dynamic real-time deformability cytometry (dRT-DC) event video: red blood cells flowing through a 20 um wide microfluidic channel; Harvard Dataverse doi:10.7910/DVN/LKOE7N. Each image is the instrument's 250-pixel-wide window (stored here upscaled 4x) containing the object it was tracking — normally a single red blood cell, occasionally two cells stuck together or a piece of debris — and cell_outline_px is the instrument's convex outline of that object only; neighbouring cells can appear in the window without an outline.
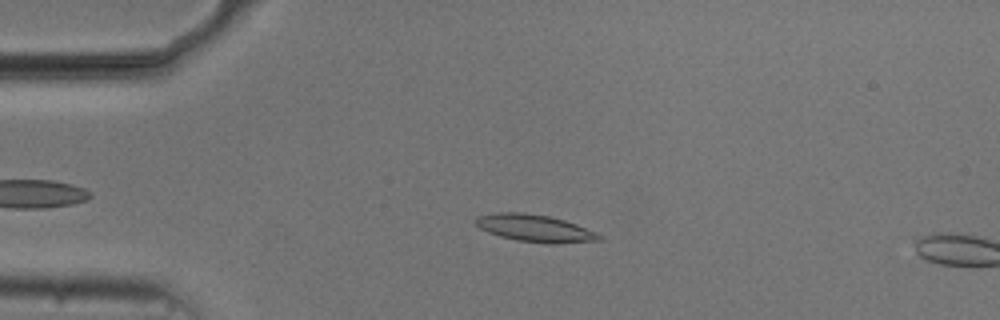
{"species": "common noctule bat (a hibernating species)", "species_latin": "Nyctalus noctula", "temperature_condition": "cold", "stored_images_in_passage": 7, "camera_frame_rate_fps": 3000, "um_per_image_px": 0.085, "animal": {"sex": "male", "body_mass_g": 20.5, "forearm_length_mm": 52.5}, "frame": {"image": 1, "passage_image": 5, "time_ms": 1.333, "image_size_px": [1000, 320], "cell_outline_px": [[604, 240], [556, 244], [548, 244], [516, 240], [500, 236], [488, 232], [480, 228], [472, 220], [476, 216], [496, 212], [524, 212], [548, 216], [564, 220], [576, 224], [596, 232], [604, 236]], "centroid_in_image_um": [45.47, 19.4], "position_along_channel_um": 39.5, "area_um2": 19.88}}